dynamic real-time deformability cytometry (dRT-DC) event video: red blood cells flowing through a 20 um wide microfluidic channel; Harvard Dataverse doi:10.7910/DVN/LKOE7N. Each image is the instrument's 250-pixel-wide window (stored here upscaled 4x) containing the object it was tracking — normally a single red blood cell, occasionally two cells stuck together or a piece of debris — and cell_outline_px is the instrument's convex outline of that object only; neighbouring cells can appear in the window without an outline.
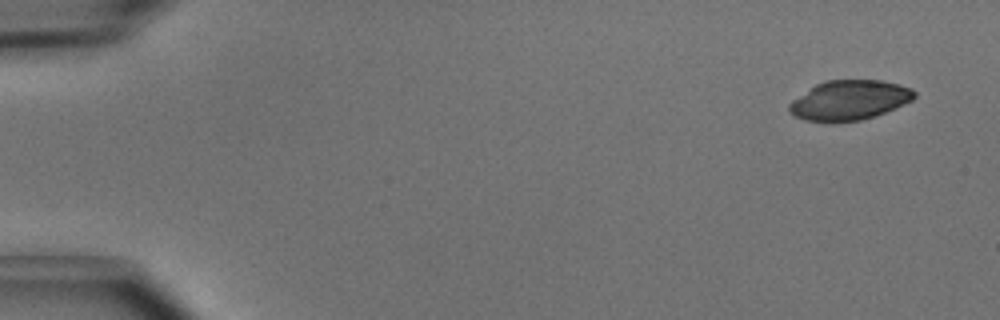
{"species": "common noctule bat (a hibernating species)", "species_latin": "Nyctalus noctula", "temperature_condition": "cold", "stored_images_in_passage": 7, "camera_frame_rate_fps": 3000, "um_per_image_px": 0.085, "animal": {"sex": "male", "body_mass_g": 15.6}, "frame": {"image": 1, "passage_image": 1, "time_ms": 0.0, "image_size_px": [1000, 320], "cell_outline_px": [[916, 96], [912, 100], [896, 108], [876, 116], [860, 120], [804, 120], [788, 112], [788, 104], [792, 100], [816, 84], [824, 80], [880, 80], [900, 84], [912, 88], [916, 92]], "centroid_in_image_um": [72.23, 8.49], "position_along_channel_um": 12.8, "area_um2": 28.73}}